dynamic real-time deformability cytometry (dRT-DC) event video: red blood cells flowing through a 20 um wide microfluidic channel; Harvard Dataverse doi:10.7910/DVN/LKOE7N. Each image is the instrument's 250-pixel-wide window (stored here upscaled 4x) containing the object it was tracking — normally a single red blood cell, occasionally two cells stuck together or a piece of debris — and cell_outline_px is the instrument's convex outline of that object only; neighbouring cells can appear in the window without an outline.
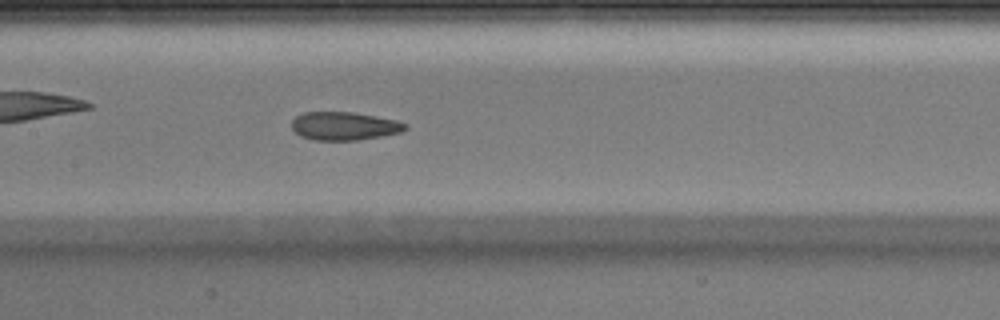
{"species": "Egyptian fruit bat (a non-hibernating species)", "species_latin": "Rousettus aegyptiacus", "temperature_condition": "warm", "stored_images_in_passage": 42, "camera_frame_rate_fps": 3000, "um_per_image_px": 0.085, "animal": {"sex": "male"}, "frame": {"image": 1, "passage_image": 19, "time_ms": 6.0, "image_size_px": [1000, 320], "cell_outline_px": [[408, 128], [400, 132], [380, 136], [356, 140], [312, 140], [300, 136], [292, 128], [292, 120], [296, 116], [304, 112], [352, 112], [376, 116], [396, 120], [408, 124]], "centroid_in_image_um": [29.25, 10.71], "position_along_channel_um": 178.1, "area_um2": 18.67}}